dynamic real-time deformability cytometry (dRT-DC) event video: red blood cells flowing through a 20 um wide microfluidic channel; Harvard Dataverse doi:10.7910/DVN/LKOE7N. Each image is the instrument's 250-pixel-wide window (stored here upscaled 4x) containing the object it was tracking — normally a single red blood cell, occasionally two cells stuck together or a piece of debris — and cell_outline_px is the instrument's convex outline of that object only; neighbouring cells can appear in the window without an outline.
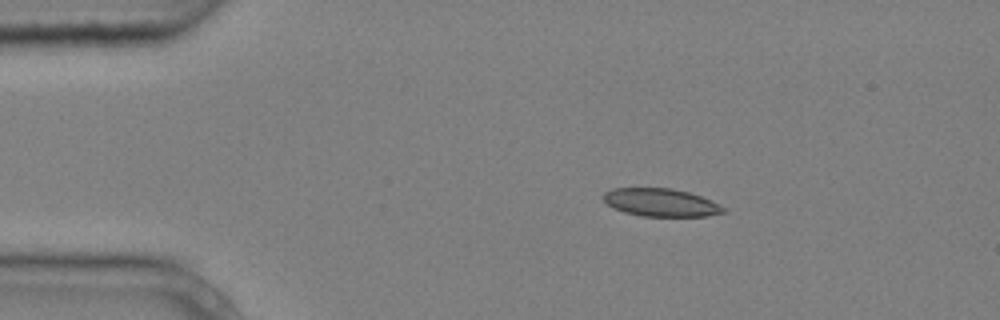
{"species": "common noctule bat (a hibernating species)", "species_latin": "Nyctalus noctula", "temperature_condition": "cold", "stored_images_in_passage": 6, "camera_frame_rate_fps": 3000, "um_per_image_px": 0.085, "animal": {"sex": "male", "body_mass_g": 20.4}, "frame": {"image": 1, "passage_image": 1, "time_ms": 0.0, "image_size_px": [1000, 320], "cell_outline_px": [[728, 212], [708, 216], [640, 216], [624, 212], [608, 204], [600, 196], [604, 192], [612, 188], [672, 188], [688, 192], [700, 196], [728, 208]], "centroid_in_image_um": [56.19, 17.21], "position_along_channel_um": 28.8, "area_um2": 19.65}}
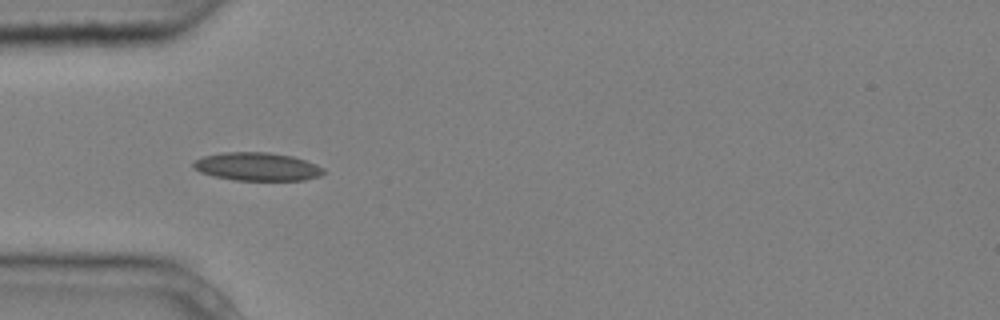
{"frame": {"image": 2, "passage_image": 3, "time_ms": 0.667, "image_size_px": [1000, 320], "cell_outline_px": [[324, 172], [320, 176], [304, 180], [232, 180], [212, 176], [200, 172], [192, 168], [192, 164], [196, 160], [204, 156], [220, 152], [268, 152], [292, 156], [316, 164], [324, 168]], "centroid_in_image_um": [21.83, 14.16], "position_along_channel_um": 63.2, "area_um2": 21.5}}
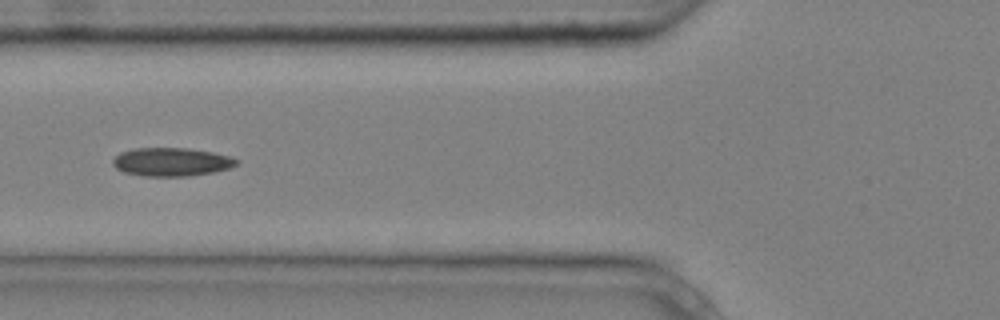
{"frame": {"image": 3, "passage_image": 4, "time_ms": 1.0, "image_size_px": [1000, 320], "cell_outline_px": [[240, 160], [236, 164], [228, 168], [212, 172], [188, 176], [144, 176], [124, 172], [116, 168], [112, 164], [112, 160], [120, 152], [136, 148], [188, 148], [212, 152], [232, 156]], "centroid_in_image_um": [14.57, 13.76], "position_along_channel_um": 111.2, "area_um2": 20.46}}